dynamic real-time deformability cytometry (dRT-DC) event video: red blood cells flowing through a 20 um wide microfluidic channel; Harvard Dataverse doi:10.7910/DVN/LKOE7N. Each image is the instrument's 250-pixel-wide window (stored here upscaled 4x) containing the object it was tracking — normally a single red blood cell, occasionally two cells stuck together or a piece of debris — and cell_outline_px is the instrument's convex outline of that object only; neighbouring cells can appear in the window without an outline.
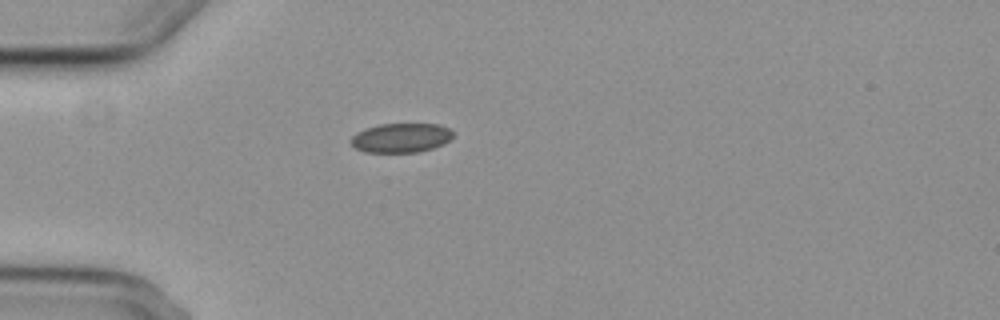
{"species": "common noctule bat (a hibernating species)", "species_latin": "Nyctalus noctula", "temperature_condition": "cold", "stored_images_in_passage": 4, "camera_frame_rate_fps": 3000, "um_per_image_px": 0.085, "animal": {"sex": "female", "body_mass_g": 29.2, "forearm_length_mm": 56.3}, "frame": {"image": 1, "passage_image": 1, "time_ms": 0.0, "image_size_px": [1000, 320], "cell_outline_px": [[452, 136], [444, 144], [420, 152], [364, 152], [356, 148], [348, 140], [356, 132], [364, 128], [380, 124], [440, 124], [448, 128], [452, 132]], "centroid_in_image_um": [34.05, 11.71], "position_along_channel_um": 51.0, "area_um2": 17.51}}
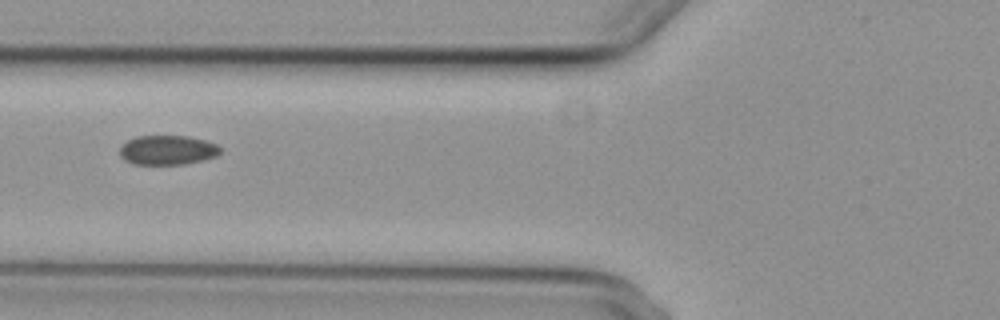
{"frame": {"image": 2, "passage_image": 3, "time_ms": 2.0, "image_size_px": [1000, 320], "cell_outline_px": [[220, 152], [216, 156], [184, 164], [132, 164], [124, 160], [120, 156], [120, 148], [128, 140], [136, 136], [188, 136], [204, 140], [216, 144], [220, 148]], "centroid_in_image_um": [14.21, 12.75], "position_along_channel_um": 111.6, "area_um2": 17.11}}
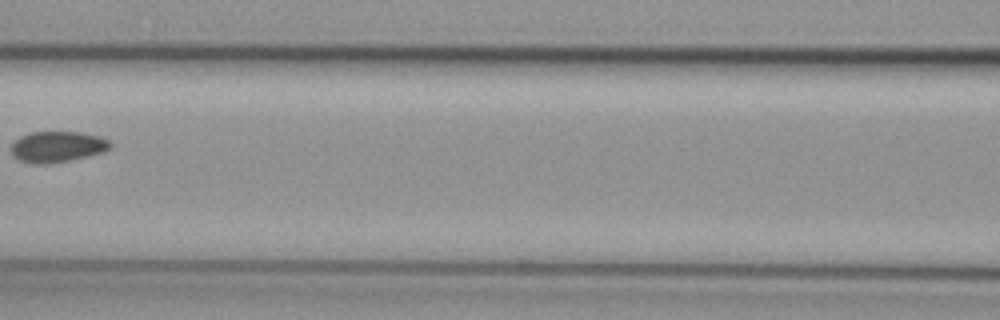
{"frame": {"image": 3, "passage_image": 4, "time_ms": 3.333, "image_size_px": [1000, 320], "cell_outline_px": [[112, 148], [104, 152], [88, 156], [48, 164], [32, 164], [20, 160], [12, 156], [12, 144], [20, 136], [32, 132], [80, 132], [100, 136], [112, 140]], "centroid_in_image_um": [4.92, 12.47], "position_along_channel_um": 161.7, "area_um2": 18.03}}